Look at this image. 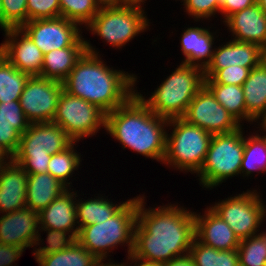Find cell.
I'll list each match as a JSON object with an SVG mask.
<instances>
[{"label":"cell","mask_w":266,"mask_h":266,"mask_svg":"<svg viewBox=\"0 0 266 266\" xmlns=\"http://www.w3.org/2000/svg\"><path fill=\"white\" fill-rule=\"evenodd\" d=\"M145 198L138 196L132 255L166 263L189 254L195 238L194 212L178 203L146 208Z\"/></svg>","instance_id":"obj_1"},{"label":"cell","mask_w":266,"mask_h":266,"mask_svg":"<svg viewBox=\"0 0 266 266\" xmlns=\"http://www.w3.org/2000/svg\"><path fill=\"white\" fill-rule=\"evenodd\" d=\"M90 40L86 52L62 82L64 91L97 106L105 114L124 105L136 93V74L107 66Z\"/></svg>","instance_id":"obj_2"},{"label":"cell","mask_w":266,"mask_h":266,"mask_svg":"<svg viewBox=\"0 0 266 266\" xmlns=\"http://www.w3.org/2000/svg\"><path fill=\"white\" fill-rule=\"evenodd\" d=\"M168 119L159 117L135 93L124 105L106 114L105 132L145 158L163 162Z\"/></svg>","instance_id":"obj_3"},{"label":"cell","mask_w":266,"mask_h":266,"mask_svg":"<svg viewBox=\"0 0 266 266\" xmlns=\"http://www.w3.org/2000/svg\"><path fill=\"white\" fill-rule=\"evenodd\" d=\"M138 196L124 205L106 221L79 228L76 241L98 260H106L118 245H126L129 257L134 247V229L137 222Z\"/></svg>","instance_id":"obj_4"},{"label":"cell","mask_w":266,"mask_h":266,"mask_svg":"<svg viewBox=\"0 0 266 266\" xmlns=\"http://www.w3.org/2000/svg\"><path fill=\"white\" fill-rule=\"evenodd\" d=\"M204 80L203 69L180 63L150 97L145 99L137 90L136 94L157 116L168 120L182 118L190 102L204 86Z\"/></svg>","instance_id":"obj_5"},{"label":"cell","mask_w":266,"mask_h":266,"mask_svg":"<svg viewBox=\"0 0 266 266\" xmlns=\"http://www.w3.org/2000/svg\"><path fill=\"white\" fill-rule=\"evenodd\" d=\"M74 141L53 122L31 123L21 135L13 160L28 174L48 173L51 155L62 152Z\"/></svg>","instance_id":"obj_6"},{"label":"cell","mask_w":266,"mask_h":266,"mask_svg":"<svg viewBox=\"0 0 266 266\" xmlns=\"http://www.w3.org/2000/svg\"><path fill=\"white\" fill-rule=\"evenodd\" d=\"M169 127L173 129L170 134L167 131L166 152L161 164L195 175L203 165L212 134L182 118L170 119Z\"/></svg>","instance_id":"obj_7"},{"label":"cell","mask_w":266,"mask_h":266,"mask_svg":"<svg viewBox=\"0 0 266 266\" xmlns=\"http://www.w3.org/2000/svg\"><path fill=\"white\" fill-rule=\"evenodd\" d=\"M243 126L233 132L212 135L203 165L196 173L202 188L213 189L240 175L244 152Z\"/></svg>","instance_id":"obj_8"},{"label":"cell","mask_w":266,"mask_h":266,"mask_svg":"<svg viewBox=\"0 0 266 266\" xmlns=\"http://www.w3.org/2000/svg\"><path fill=\"white\" fill-rule=\"evenodd\" d=\"M144 11L133 7L101 6L85 28L93 35L100 36L110 47L119 50L149 29L150 22Z\"/></svg>","instance_id":"obj_9"},{"label":"cell","mask_w":266,"mask_h":266,"mask_svg":"<svg viewBox=\"0 0 266 266\" xmlns=\"http://www.w3.org/2000/svg\"><path fill=\"white\" fill-rule=\"evenodd\" d=\"M260 193L254 190L243 191L236 196L219 200L209 206L234 231L239 240L259 234V228L266 220V204Z\"/></svg>","instance_id":"obj_10"},{"label":"cell","mask_w":266,"mask_h":266,"mask_svg":"<svg viewBox=\"0 0 266 266\" xmlns=\"http://www.w3.org/2000/svg\"><path fill=\"white\" fill-rule=\"evenodd\" d=\"M53 123L63 128L74 141L92 137L100 128L105 129L106 114L97 106L80 97L62 91Z\"/></svg>","instance_id":"obj_11"},{"label":"cell","mask_w":266,"mask_h":266,"mask_svg":"<svg viewBox=\"0 0 266 266\" xmlns=\"http://www.w3.org/2000/svg\"><path fill=\"white\" fill-rule=\"evenodd\" d=\"M20 28L31 38L43 55L55 49L86 46L82 36V26L64 17L28 21Z\"/></svg>","instance_id":"obj_12"},{"label":"cell","mask_w":266,"mask_h":266,"mask_svg":"<svg viewBox=\"0 0 266 266\" xmlns=\"http://www.w3.org/2000/svg\"><path fill=\"white\" fill-rule=\"evenodd\" d=\"M63 90L62 82L30 76L19 100L27 120L30 123L52 122Z\"/></svg>","instance_id":"obj_13"},{"label":"cell","mask_w":266,"mask_h":266,"mask_svg":"<svg viewBox=\"0 0 266 266\" xmlns=\"http://www.w3.org/2000/svg\"><path fill=\"white\" fill-rule=\"evenodd\" d=\"M182 119L212 135L233 132L243 125L219 104L205 85L190 102Z\"/></svg>","instance_id":"obj_14"},{"label":"cell","mask_w":266,"mask_h":266,"mask_svg":"<svg viewBox=\"0 0 266 266\" xmlns=\"http://www.w3.org/2000/svg\"><path fill=\"white\" fill-rule=\"evenodd\" d=\"M1 43L3 56L18 70L30 76H40L43 53L21 28H11L4 33Z\"/></svg>","instance_id":"obj_15"},{"label":"cell","mask_w":266,"mask_h":266,"mask_svg":"<svg viewBox=\"0 0 266 266\" xmlns=\"http://www.w3.org/2000/svg\"><path fill=\"white\" fill-rule=\"evenodd\" d=\"M39 229L38 212L30 208L2 214L0 244L34 248Z\"/></svg>","instance_id":"obj_16"},{"label":"cell","mask_w":266,"mask_h":266,"mask_svg":"<svg viewBox=\"0 0 266 266\" xmlns=\"http://www.w3.org/2000/svg\"><path fill=\"white\" fill-rule=\"evenodd\" d=\"M259 58V45L229 40L214 48L211 62L203 70L204 78H211L219 69L233 65L253 69L259 65Z\"/></svg>","instance_id":"obj_17"},{"label":"cell","mask_w":266,"mask_h":266,"mask_svg":"<svg viewBox=\"0 0 266 266\" xmlns=\"http://www.w3.org/2000/svg\"><path fill=\"white\" fill-rule=\"evenodd\" d=\"M204 213L200 215L197 211L194 212L195 238L217 250L237 249L240 240L230 226L210 207Z\"/></svg>","instance_id":"obj_18"},{"label":"cell","mask_w":266,"mask_h":266,"mask_svg":"<svg viewBox=\"0 0 266 266\" xmlns=\"http://www.w3.org/2000/svg\"><path fill=\"white\" fill-rule=\"evenodd\" d=\"M79 196L68 188L55 198L38 213L39 228L68 231L77 238L79 227L76 219V197Z\"/></svg>","instance_id":"obj_19"},{"label":"cell","mask_w":266,"mask_h":266,"mask_svg":"<svg viewBox=\"0 0 266 266\" xmlns=\"http://www.w3.org/2000/svg\"><path fill=\"white\" fill-rule=\"evenodd\" d=\"M223 24L235 41L266 44V14L257 3L230 15Z\"/></svg>","instance_id":"obj_20"},{"label":"cell","mask_w":266,"mask_h":266,"mask_svg":"<svg viewBox=\"0 0 266 266\" xmlns=\"http://www.w3.org/2000/svg\"><path fill=\"white\" fill-rule=\"evenodd\" d=\"M28 173L14 160L0 167V214L26 207Z\"/></svg>","instance_id":"obj_21"},{"label":"cell","mask_w":266,"mask_h":266,"mask_svg":"<svg viewBox=\"0 0 266 266\" xmlns=\"http://www.w3.org/2000/svg\"><path fill=\"white\" fill-rule=\"evenodd\" d=\"M186 28L181 34L180 40L181 52L184 56L181 63L200 67L204 70L211 62L214 53L213 44L218 37L216 31L212 32L209 31L210 28L198 26Z\"/></svg>","instance_id":"obj_22"},{"label":"cell","mask_w":266,"mask_h":266,"mask_svg":"<svg viewBox=\"0 0 266 266\" xmlns=\"http://www.w3.org/2000/svg\"><path fill=\"white\" fill-rule=\"evenodd\" d=\"M20 101L0 103V145L14 156L19 148L21 135L29 128Z\"/></svg>","instance_id":"obj_23"},{"label":"cell","mask_w":266,"mask_h":266,"mask_svg":"<svg viewBox=\"0 0 266 266\" xmlns=\"http://www.w3.org/2000/svg\"><path fill=\"white\" fill-rule=\"evenodd\" d=\"M67 189L50 173L28 174L26 207L39 213Z\"/></svg>","instance_id":"obj_24"},{"label":"cell","mask_w":266,"mask_h":266,"mask_svg":"<svg viewBox=\"0 0 266 266\" xmlns=\"http://www.w3.org/2000/svg\"><path fill=\"white\" fill-rule=\"evenodd\" d=\"M246 105V121L254 124L266 114V68L260 64L251 69L242 85Z\"/></svg>","instance_id":"obj_25"},{"label":"cell","mask_w":266,"mask_h":266,"mask_svg":"<svg viewBox=\"0 0 266 266\" xmlns=\"http://www.w3.org/2000/svg\"><path fill=\"white\" fill-rule=\"evenodd\" d=\"M85 52L86 46H70L44 54L40 77L63 82Z\"/></svg>","instance_id":"obj_26"},{"label":"cell","mask_w":266,"mask_h":266,"mask_svg":"<svg viewBox=\"0 0 266 266\" xmlns=\"http://www.w3.org/2000/svg\"><path fill=\"white\" fill-rule=\"evenodd\" d=\"M98 194L94 198L76 199V219L79 228L84 226L102 223L115 214L126 201H122L119 204H115L112 201ZM83 199V200H82Z\"/></svg>","instance_id":"obj_27"},{"label":"cell","mask_w":266,"mask_h":266,"mask_svg":"<svg viewBox=\"0 0 266 266\" xmlns=\"http://www.w3.org/2000/svg\"><path fill=\"white\" fill-rule=\"evenodd\" d=\"M257 132V133H256ZM244 136V152L241 162L240 176H250L253 173H266V141L256 131ZM258 171V172H257Z\"/></svg>","instance_id":"obj_28"},{"label":"cell","mask_w":266,"mask_h":266,"mask_svg":"<svg viewBox=\"0 0 266 266\" xmlns=\"http://www.w3.org/2000/svg\"><path fill=\"white\" fill-rule=\"evenodd\" d=\"M215 99L241 124L246 121V105L242 86L204 83Z\"/></svg>","instance_id":"obj_29"},{"label":"cell","mask_w":266,"mask_h":266,"mask_svg":"<svg viewBox=\"0 0 266 266\" xmlns=\"http://www.w3.org/2000/svg\"><path fill=\"white\" fill-rule=\"evenodd\" d=\"M99 260L75 241L69 248L46 256H39V266H94Z\"/></svg>","instance_id":"obj_30"},{"label":"cell","mask_w":266,"mask_h":266,"mask_svg":"<svg viewBox=\"0 0 266 266\" xmlns=\"http://www.w3.org/2000/svg\"><path fill=\"white\" fill-rule=\"evenodd\" d=\"M29 77L3 56L0 59V103L19 101Z\"/></svg>","instance_id":"obj_31"},{"label":"cell","mask_w":266,"mask_h":266,"mask_svg":"<svg viewBox=\"0 0 266 266\" xmlns=\"http://www.w3.org/2000/svg\"><path fill=\"white\" fill-rule=\"evenodd\" d=\"M189 255L195 266H239L237 249L217 250L193 239Z\"/></svg>","instance_id":"obj_32"},{"label":"cell","mask_w":266,"mask_h":266,"mask_svg":"<svg viewBox=\"0 0 266 266\" xmlns=\"http://www.w3.org/2000/svg\"><path fill=\"white\" fill-rule=\"evenodd\" d=\"M77 143L73 142L62 152L51 155V160L48 163V173L70 189L72 182L68 181L72 178L74 172L78 170L82 161V155L78 154L79 152L74 148Z\"/></svg>","instance_id":"obj_33"},{"label":"cell","mask_w":266,"mask_h":266,"mask_svg":"<svg viewBox=\"0 0 266 266\" xmlns=\"http://www.w3.org/2000/svg\"><path fill=\"white\" fill-rule=\"evenodd\" d=\"M237 252L239 266H265L266 231L240 240Z\"/></svg>","instance_id":"obj_34"},{"label":"cell","mask_w":266,"mask_h":266,"mask_svg":"<svg viewBox=\"0 0 266 266\" xmlns=\"http://www.w3.org/2000/svg\"><path fill=\"white\" fill-rule=\"evenodd\" d=\"M61 17L86 26L99 12L101 5L97 0H59Z\"/></svg>","instance_id":"obj_35"},{"label":"cell","mask_w":266,"mask_h":266,"mask_svg":"<svg viewBox=\"0 0 266 266\" xmlns=\"http://www.w3.org/2000/svg\"><path fill=\"white\" fill-rule=\"evenodd\" d=\"M41 232L47 233L46 237V245H43V247H38L40 246V243L43 242V239L40 238ZM42 239V240H41ZM40 241V242H39ZM76 241V238L68 231H60V230H52L48 228H39L38 229V235L37 239L34 243V246H36L33 252V255L35 257V260L39 256H46L52 253H56L58 251L64 250L69 248L74 242Z\"/></svg>","instance_id":"obj_36"},{"label":"cell","mask_w":266,"mask_h":266,"mask_svg":"<svg viewBox=\"0 0 266 266\" xmlns=\"http://www.w3.org/2000/svg\"><path fill=\"white\" fill-rule=\"evenodd\" d=\"M4 16V33L27 23V0H1Z\"/></svg>","instance_id":"obj_37"},{"label":"cell","mask_w":266,"mask_h":266,"mask_svg":"<svg viewBox=\"0 0 266 266\" xmlns=\"http://www.w3.org/2000/svg\"><path fill=\"white\" fill-rule=\"evenodd\" d=\"M61 17L59 0H27V22Z\"/></svg>","instance_id":"obj_38"},{"label":"cell","mask_w":266,"mask_h":266,"mask_svg":"<svg viewBox=\"0 0 266 266\" xmlns=\"http://www.w3.org/2000/svg\"><path fill=\"white\" fill-rule=\"evenodd\" d=\"M181 5L184 6V12L198 22L200 19L210 20V17H215L220 13L221 4L218 0H185Z\"/></svg>","instance_id":"obj_39"},{"label":"cell","mask_w":266,"mask_h":266,"mask_svg":"<svg viewBox=\"0 0 266 266\" xmlns=\"http://www.w3.org/2000/svg\"><path fill=\"white\" fill-rule=\"evenodd\" d=\"M251 69L233 65L219 69L211 78H205L204 83H219L242 86L249 77Z\"/></svg>","instance_id":"obj_40"},{"label":"cell","mask_w":266,"mask_h":266,"mask_svg":"<svg viewBox=\"0 0 266 266\" xmlns=\"http://www.w3.org/2000/svg\"><path fill=\"white\" fill-rule=\"evenodd\" d=\"M25 250L22 246L0 244V266H13Z\"/></svg>","instance_id":"obj_41"},{"label":"cell","mask_w":266,"mask_h":266,"mask_svg":"<svg viewBox=\"0 0 266 266\" xmlns=\"http://www.w3.org/2000/svg\"><path fill=\"white\" fill-rule=\"evenodd\" d=\"M256 0H223L220 5V14L223 16V22L232 14L251 7Z\"/></svg>","instance_id":"obj_42"},{"label":"cell","mask_w":266,"mask_h":266,"mask_svg":"<svg viewBox=\"0 0 266 266\" xmlns=\"http://www.w3.org/2000/svg\"><path fill=\"white\" fill-rule=\"evenodd\" d=\"M164 266H195L192 257L187 254L182 257H176L164 263Z\"/></svg>","instance_id":"obj_43"},{"label":"cell","mask_w":266,"mask_h":266,"mask_svg":"<svg viewBox=\"0 0 266 266\" xmlns=\"http://www.w3.org/2000/svg\"><path fill=\"white\" fill-rule=\"evenodd\" d=\"M127 266H164L163 262L147 261L141 258H135L132 254L127 258ZM134 263V265H133Z\"/></svg>","instance_id":"obj_44"},{"label":"cell","mask_w":266,"mask_h":266,"mask_svg":"<svg viewBox=\"0 0 266 266\" xmlns=\"http://www.w3.org/2000/svg\"><path fill=\"white\" fill-rule=\"evenodd\" d=\"M146 0H117L118 7H133V8H142Z\"/></svg>","instance_id":"obj_45"},{"label":"cell","mask_w":266,"mask_h":266,"mask_svg":"<svg viewBox=\"0 0 266 266\" xmlns=\"http://www.w3.org/2000/svg\"><path fill=\"white\" fill-rule=\"evenodd\" d=\"M13 160V156L0 145V167L10 163Z\"/></svg>","instance_id":"obj_46"},{"label":"cell","mask_w":266,"mask_h":266,"mask_svg":"<svg viewBox=\"0 0 266 266\" xmlns=\"http://www.w3.org/2000/svg\"><path fill=\"white\" fill-rule=\"evenodd\" d=\"M259 64L266 68V44L260 46V58H259Z\"/></svg>","instance_id":"obj_47"},{"label":"cell","mask_w":266,"mask_h":266,"mask_svg":"<svg viewBox=\"0 0 266 266\" xmlns=\"http://www.w3.org/2000/svg\"><path fill=\"white\" fill-rule=\"evenodd\" d=\"M107 261H109V263L107 262ZM107 261H106V263H104L105 262V260H99L94 266H127V264H126V262L124 263H113L112 261H111V259L109 260V259H107Z\"/></svg>","instance_id":"obj_48"},{"label":"cell","mask_w":266,"mask_h":266,"mask_svg":"<svg viewBox=\"0 0 266 266\" xmlns=\"http://www.w3.org/2000/svg\"><path fill=\"white\" fill-rule=\"evenodd\" d=\"M260 121H261V123H260ZM259 123V124H258ZM257 123V125H259L260 127H256V128H259V130L258 131H262V133H261V131H260V134L262 135V134H266V114L259 120V122ZM264 132V133H263Z\"/></svg>","instance_id":"obj_49"},{"label":"cell","mask_w":266,"mask_h":266,"mask_svg":"<svg viewBox=\"0 0 266 266\" xmlns=\"http://www.w3.org/2000/svg\"><path fill=\"white\" fill-rule=\"evenodd\" d=\"M101 6H117V0H97Z\"/></svg>","instance_id":"obj_50"},{"label":"cell","mask_w":266,"mask_h":266,"mask_svg":"<svg viewBox=\"0 0 266 266\" xmlns=\"http://www.w3.org/2000/svg\"><path fill=\"white\" fill-rule=\"evenodd\" d=\"M0 28L4 31V16H3L1 0H0Z\"/></svg>","instance_id":"obj_51"},{"label":"cell","mask_w":266,"mask_h":266,"mask_svg":"<svg viewBox=\"0 0 266 266\" xmlns=\"http://www.w3.org/2000/svg\"><path fill=\"white\" fill-rule=\"evenodd\" d=\"M256 3L266 14V0H256Z\"/></svg>","instance_id":"obj_52"},{"label":"cell","mask_w":266,"mask_h":266,"mask_svg":"<svg viewBox=\"0 0 266 266\" xmlns=\"http://www.w3.org/2000/svg\"><path fill=\"white\" fill-rule=\"evenodd\" d=\"M3 57V51H2V48H1V45H0V59Z\"/></svg>","instance_id":"obj_53"}]
</instances>
